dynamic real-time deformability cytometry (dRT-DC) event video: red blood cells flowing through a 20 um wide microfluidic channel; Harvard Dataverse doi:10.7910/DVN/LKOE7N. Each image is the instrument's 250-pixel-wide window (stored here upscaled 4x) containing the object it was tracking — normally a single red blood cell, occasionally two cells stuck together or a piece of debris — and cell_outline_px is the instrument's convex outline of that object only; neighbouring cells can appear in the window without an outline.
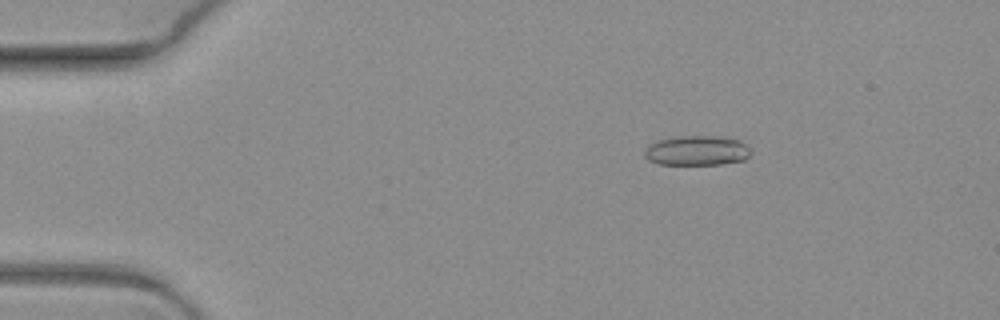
{"species": "common noctule bat (a hibernating species)", "species_latin": "Nyctalus noctula", "temperature_condition": "warm", "stored_images_in_passage": 3, "camera_frame_rate_fps": 3000, "um_per_image_px": 0.085, "animal": {"sex": "female", "body_mass_g": 19.3, "forearm_length_mm": 54.1}, "frame": {"image": 1, "passage_image": 3, "time_ms": 0.667, "image_size_px": [1000, 320], "cell_outline_px": [[748, 156], [744, 160], [720, 164], [660, 164], [648, 160], [644, 156], [644, 148], [648, 144], [656, 140], [672, 136], [716, 136], [740, 140], [748, 148]], "centroid_in_image_um": [59.14, 12.79], "position_along_channel_um": 25.9, "area_um2": 18.5}}